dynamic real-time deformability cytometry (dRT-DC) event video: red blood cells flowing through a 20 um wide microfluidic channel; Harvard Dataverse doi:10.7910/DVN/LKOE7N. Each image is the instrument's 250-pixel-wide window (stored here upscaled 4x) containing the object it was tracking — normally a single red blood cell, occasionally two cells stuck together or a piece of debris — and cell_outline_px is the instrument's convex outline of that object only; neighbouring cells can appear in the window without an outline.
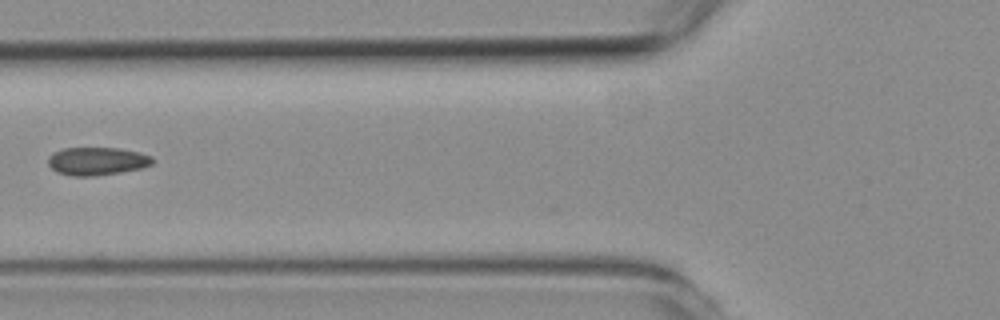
{"species": "common noctule bat (a hibernating species)", "species_latin": "Nyctalus noctula", "temperature_condition": "room temperature", "stored_images_in_passage": 6, "camera_frame_rate_fps": 3000, "um_per_image_px": 0.085, "animal": {"sex": "female", "body_mass_g": 19.3, "forearm_length_mm": 54.1}, "frame": {"image": 1, "passage_image": 5, "time_ms": 4.667, "image_size_px": [1000, 320], "cell_outline_px": [[152, 164], [144, 168], [96, 176], [72, 176], [56, 172], [48, 164], [48, 156], [64, 148], [120, 148], [140, 152], [152, 156]], "centroid_in_image_um": [8.26, 13.7], "position_along_channel_um": 117.5, "area_um2": 17.11}}
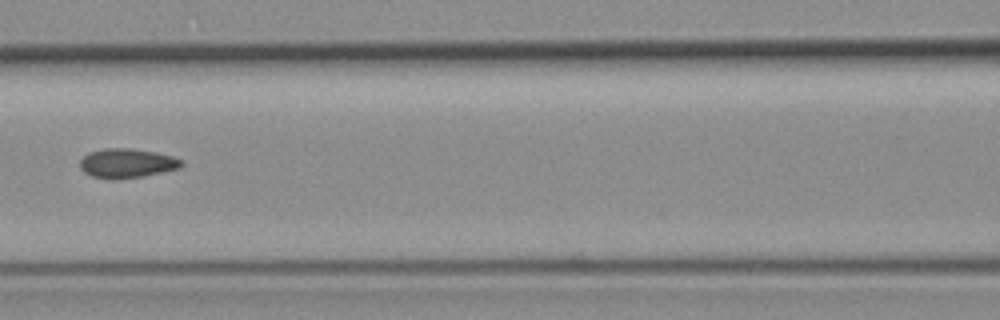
{"frame": {"image": 2, "passage_image": 6, "time_ms": 5.667, "image_size_px": [1000, 320], "cell_outline_px": [[184, 164], [180, 168], [140, 176], [116, 180], [112, 180], [92, 176], [84, 172], [80, 168], [80, 160], [88, 152], [104, 148], [128, 148], [156, 152], [172, 156], [180, 160]], "centroid_in_image_um": [10.75, 13.87], "position_along_channel_um": 155.9, "area_um2": 17.28}}